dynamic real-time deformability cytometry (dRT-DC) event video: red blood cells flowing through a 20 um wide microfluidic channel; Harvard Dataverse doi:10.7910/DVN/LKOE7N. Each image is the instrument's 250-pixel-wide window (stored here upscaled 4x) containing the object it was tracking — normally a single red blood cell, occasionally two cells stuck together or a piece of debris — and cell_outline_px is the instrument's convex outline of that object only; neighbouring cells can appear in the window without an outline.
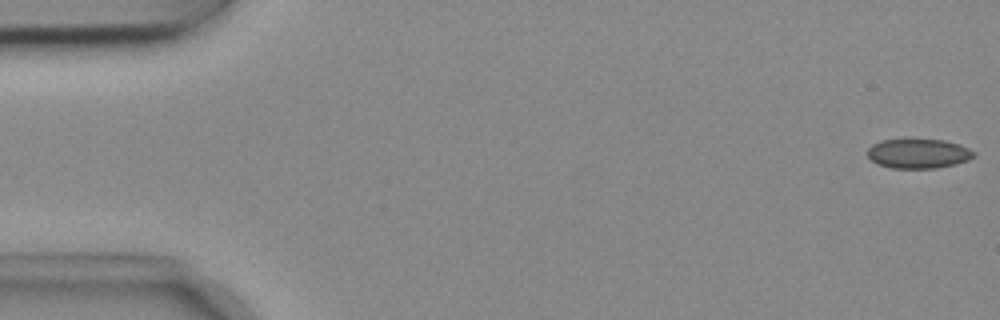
{"species": "common noctule bat (a hibernating species)", "species_latin": "Nyctalus noctula", "temperature_condition": "cold", "stored_images_in_passage": 13, "camera_frame_rate_fps": 3000, "um_per_image_px": 0.085, "animal": {"sex": "female", "body_mass_g": 18.4}, "frame": {"image": 1, "passage_image": 1, "time_ms": 0.0, "image_size_px": [1000, 320], "cell_outline_px": [[976, 156], [968, 160], [956, 164], [936, 168], [892, 168], [876, 164], [868, 156], [868, 148], [872, 144], [880, 140], [904, 136], [908, 136], [944, 140], [960, 144], [976, 152]], "centroid_in_image_um": [78.04, 12.99], "position_along_channel_um": 7.0, "area_um2": 19.31}}
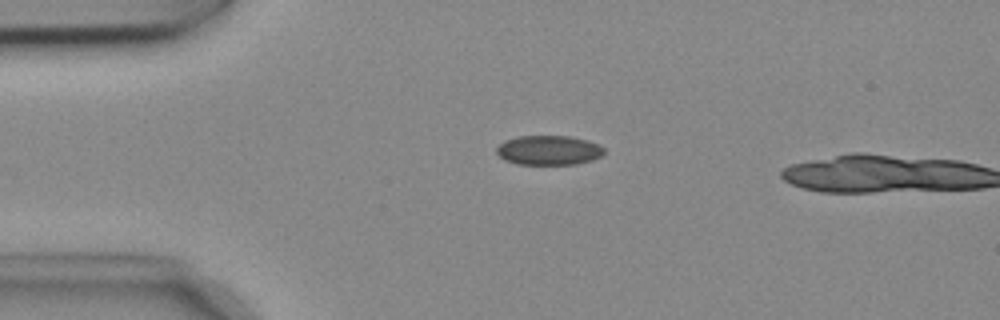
{"frame": {"image": 2, "passage_image": 12, "time_ms": 3.667, "image_size_px": [1000, 320], "cell_outline_px": [[604, 156], [592, 160], [576, 164], [516, 164], [504, 160], [496, 152], [496, 148], [504, 140], [520, 136], [568, 136], [588, 140], [600, 144], [604, 148]], "centroid_in_image_um": [46.67, 12.77], "position_along_channel_um": 38.3, "area_um2": 18.67}}